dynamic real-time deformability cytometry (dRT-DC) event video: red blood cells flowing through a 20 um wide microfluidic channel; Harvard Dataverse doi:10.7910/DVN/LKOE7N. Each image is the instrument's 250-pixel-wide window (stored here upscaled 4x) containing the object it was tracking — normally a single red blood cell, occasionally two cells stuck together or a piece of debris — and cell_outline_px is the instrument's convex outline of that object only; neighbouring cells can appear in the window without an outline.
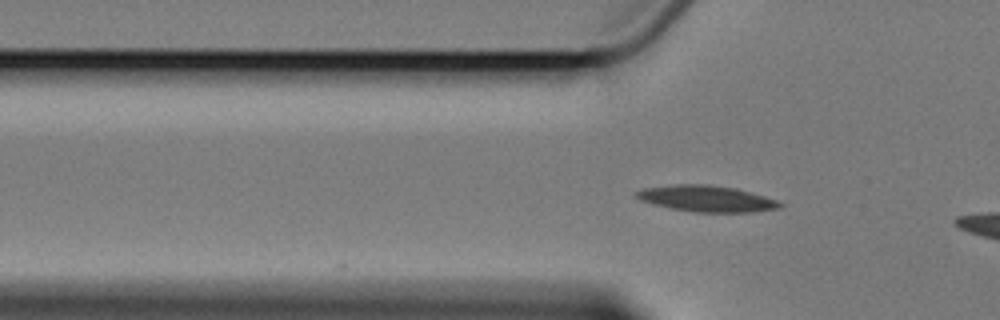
{"species": "Egyptian fruit bat (a non-hibernating species)", "species_latin": "Rousettus aegyptiacus", "temperature_condition": "cold", "stored_images_in_passage": 3, "camera_frame_rate_fps": 3000, "um_per_image_px": 0.085, "animal": {"sex": "female"}, "frame": {"image": 1, "passage_image": 3, "time_ms": 2.333, "image_size_px": [1000, 320], "cell_outline_px": [[784, 204], [780, 208], [752, 212], [696, 212], [668, 208], [652, 204], [640, 200], [636, 196], [636, 192], [644, 188], [676, 184], [708, 184], [736, 188], [764, 196], [776, 200]], "centroid_in_image_um": [60.06, 16.88], "position_along_channel_um": 65.7, "area_um2": 21.91}}